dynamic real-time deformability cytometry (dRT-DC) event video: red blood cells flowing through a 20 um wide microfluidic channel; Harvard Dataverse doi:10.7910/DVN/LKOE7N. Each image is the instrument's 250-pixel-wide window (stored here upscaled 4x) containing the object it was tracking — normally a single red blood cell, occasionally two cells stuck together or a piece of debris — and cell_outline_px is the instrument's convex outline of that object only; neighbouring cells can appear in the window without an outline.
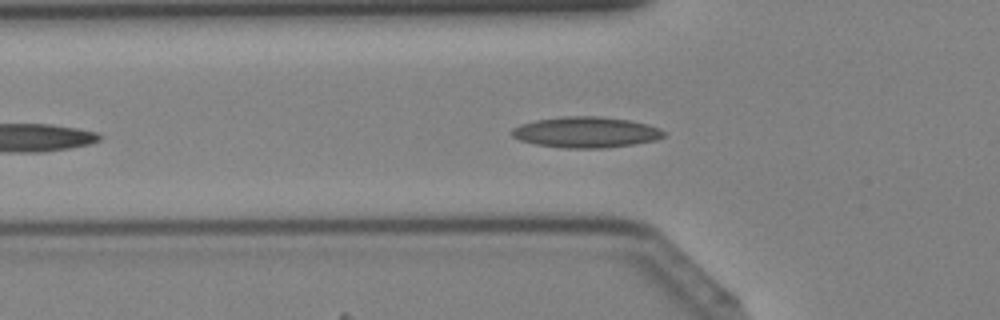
{"species": "Egyptian fruit bat (a non-hibernating species)", "species_latin": "Rousettus aegyptiacus", "temperature_condition": "cold", "stored_images_in_passage": 26, "camera_frame_rate_fps": 3000, "um_per_image_px": 0.085, "animal": {"sex": "female"}, "frame": {"image": 1, "passage_image": 6, "time_ms": 1.667, "image_size_px": [1000, 320], "cell_outline_px": [[664, 136], [656, 140], [632, 144], [604, 148], [564, 148], [536, 144], [520, 140], [512, 136], [512, 128], [520, 124], [536, 120], [560, 116], [600, 116], [628, 120], [648, 124], [660, 128], [664, 132]], "centroid_in_image_um": [49.8, 11.23], "position_along_channel_um": 76.0, "area_um2": 27.28}}
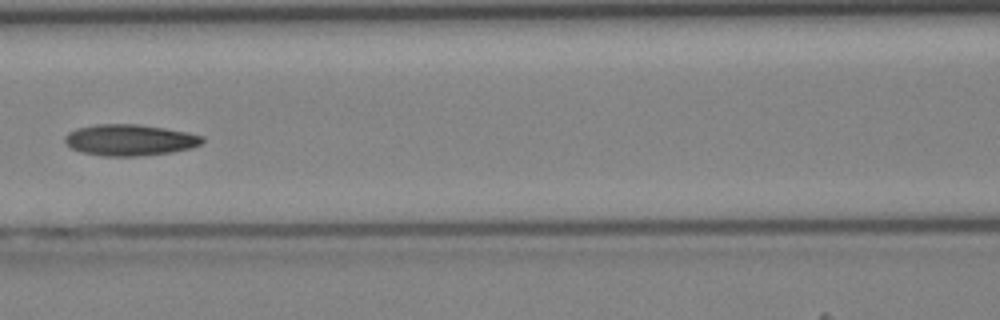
{"frame": {"image": 2, "passage_image": 11, "time_ms": 3.333, "image_size_px": [1000, 320], "cell_outline_px": [[204, 140], [200, 144], [192, 148], [172, 152], [140, 156], [104, 156], [80, 152], [72, 148], [64, 140], [64, 136], [68, 132], [80, 128], [96, 124], [136, 124], [164, 128], [204, 136]], "centroid_in_image_um": [11.03, 11.91], "position_along_channel_um": 155.6, "area_um2": 24.91}}
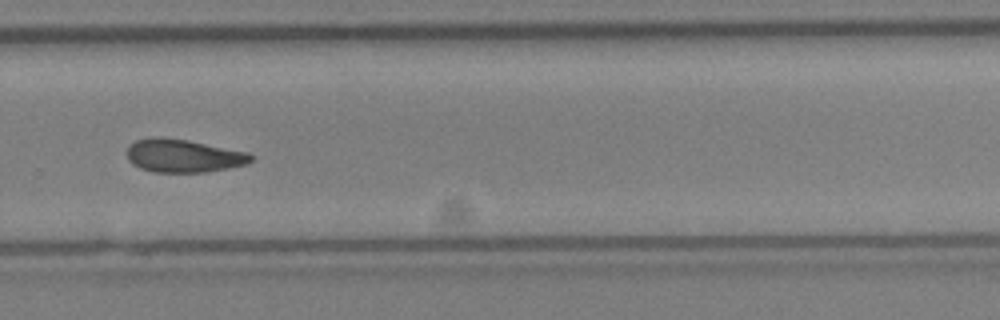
{"frame": {"image": 3, "passage_image": 21, "time_ms": 6.667, "image_size_px": [1000, 320], "cell_outline_px": [[252, 160], [248, 164], [228, 168], [204, 172], [152, 172], [140, 168], [132, 164], [128, 160], [128, 148], [136, 140], [152, 136], [160, 136], [188, 140], [248, 152], [252, 156]], "centroid_in_image_um": [15.58, 13.24], "position_along_channel_um": 314.2, "area_um2": 23.99}}